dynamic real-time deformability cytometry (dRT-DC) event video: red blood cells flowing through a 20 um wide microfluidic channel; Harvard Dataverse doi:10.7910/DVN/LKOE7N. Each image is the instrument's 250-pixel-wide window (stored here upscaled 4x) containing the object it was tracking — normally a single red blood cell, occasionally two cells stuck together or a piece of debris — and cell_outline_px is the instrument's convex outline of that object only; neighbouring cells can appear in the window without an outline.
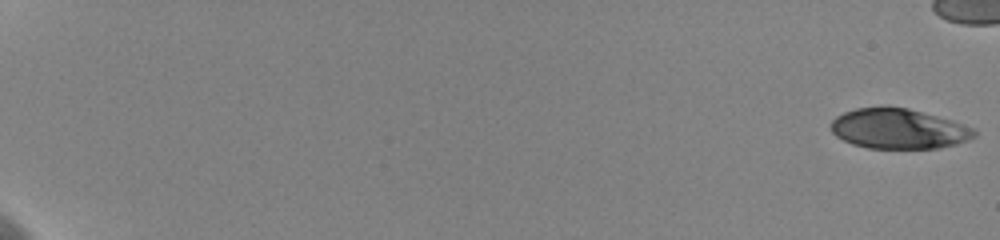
{"species": "human", "species_latin": "Homo sapiens", "temperature_condition": "cold", "stored_images_in_passage": 55, "camera_frame_rate_fps": 3000, "um_per_image_px": 0.085, "donor": {"sex": "female"}, "frame": {"image": 1, "passage_image": 1, "time_ms": 0.0, "image_size_px": [1000, 240], "cell_outline_px": [[976, 136], [968, 140], [956, 144], [940, 148], [868, 148], [852, 144], [836, 136], [832, 132], [832, 120], [836, 116], [844, 112], [856, 108], [908, 108], [952, 120], [972, 128], [976, 132]], "centroid_in_image_um": [76.39, 10.96], "position_along_channel_um": 8.6, "area_um2": 33.06}}
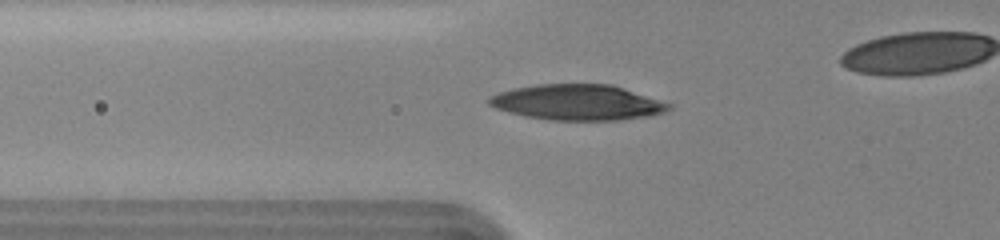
{"frame": {"image": 2, "passage_image": 25, "time_ms": 8.0, "image_size_px": [1000, 240], "cell_outline_px": [[672, 108], [664, 112], [644, 116], [620, 120], [548, 120], [508, 112], [496, 108], [488, 104], [488, 96], [512, 88], [536, 84], [612, 84], [672, 104]], "centroid_in_image_um": [49.06, 8.69], "position_along_channel_um": 76.7, "area_um2": 37.17}}
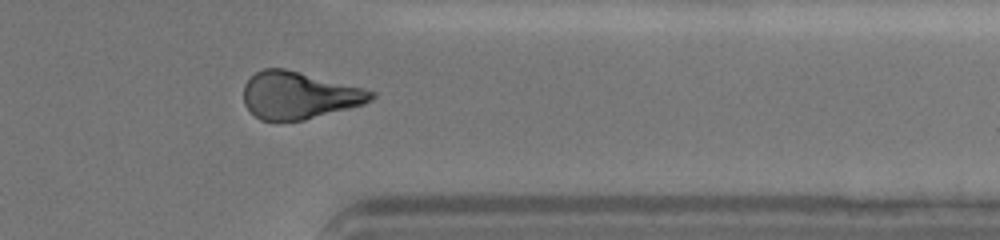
{"frame": {"image": 3, "passage_image": 51, "time_ms": 16.667, "image_size_px": [1000, 240], "cell_outline_px": [[376, 96], [372, 100], [364, 104], [304, 120], [260, 120], [244, 104], [244, 84], [256, 72], [264, 68], [284, 68], [364, 88], [376, 92]], "centroid_in_image_um": [25.43, 8.09], "position_along_channel_um": 386.0, "area_um2": 34.85}}